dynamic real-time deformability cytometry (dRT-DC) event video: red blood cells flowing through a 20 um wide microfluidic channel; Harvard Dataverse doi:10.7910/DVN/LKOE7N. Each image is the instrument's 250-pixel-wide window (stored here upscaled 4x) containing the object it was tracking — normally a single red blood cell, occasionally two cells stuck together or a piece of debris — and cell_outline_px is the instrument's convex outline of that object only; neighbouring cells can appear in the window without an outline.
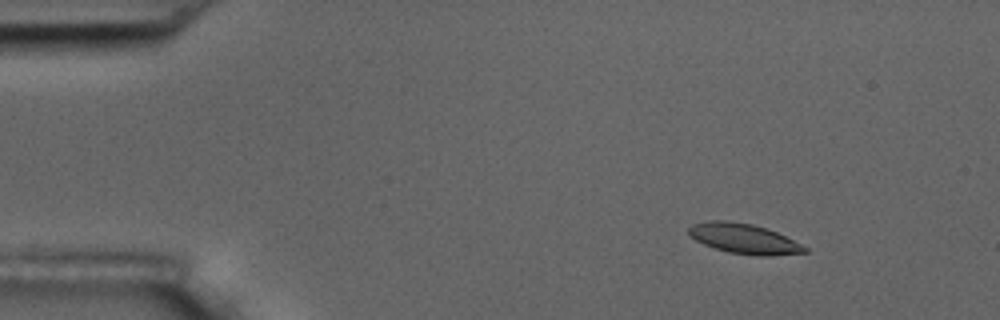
{"species": "common noctule bat (a hibernating species)", "species_latin": "Nyctalus noctula", "temperature_condition": "room temperature", "stored_images_in_passage": 5, "camera_frame_rate_fps": 3000, "um_per_image_px": 0.085, "animal": {"sex": "male", "body_mass_g": 17.5, "forearm_length_mm": 52.3}, "frame": {"image": 1, "passage_image": 2, "time_ms": 1.0, "image_size_px": [1000, 320], "cell_outline_px": [[808, 252], [768, 256], [756, 256], [728, 252], [704, 244], [688, 236], [688, 228], [692, 224], [708, 220], [728, 220], [752, 224], [776, 232], [808, 248]], "centroid_in_image_um": [63.19, 20.28], "position_along_channel_um": 21.8, "area_um2": 20.23}}
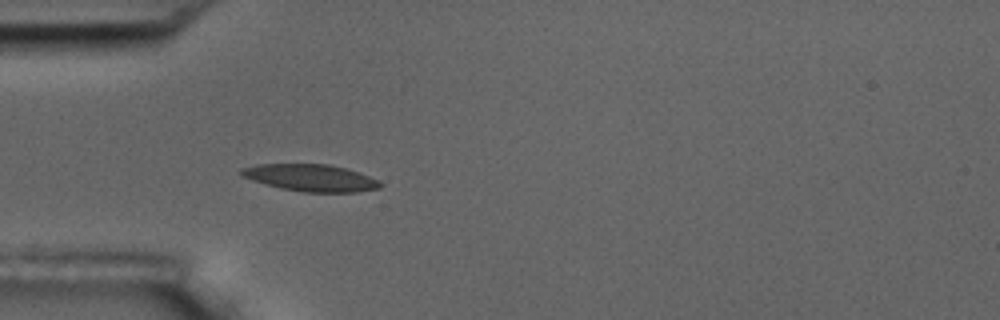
{"frame": {"image": 2, "passage_image": 5, "time_ms": 4.333, "image_size_px": [1000, 320], "cell_outline_px": [[384, 184], [380, 188], [356, 192], [304, 192], [280, 188], [252, 180], [240, 176], [240, 168], [260, 164], [328, 164], [344, 168], [380, 180]], "centroid_in_image_um": [26.41, 15.12], "position_along_channel_um": 58.6, "area_um2": 21.79}}